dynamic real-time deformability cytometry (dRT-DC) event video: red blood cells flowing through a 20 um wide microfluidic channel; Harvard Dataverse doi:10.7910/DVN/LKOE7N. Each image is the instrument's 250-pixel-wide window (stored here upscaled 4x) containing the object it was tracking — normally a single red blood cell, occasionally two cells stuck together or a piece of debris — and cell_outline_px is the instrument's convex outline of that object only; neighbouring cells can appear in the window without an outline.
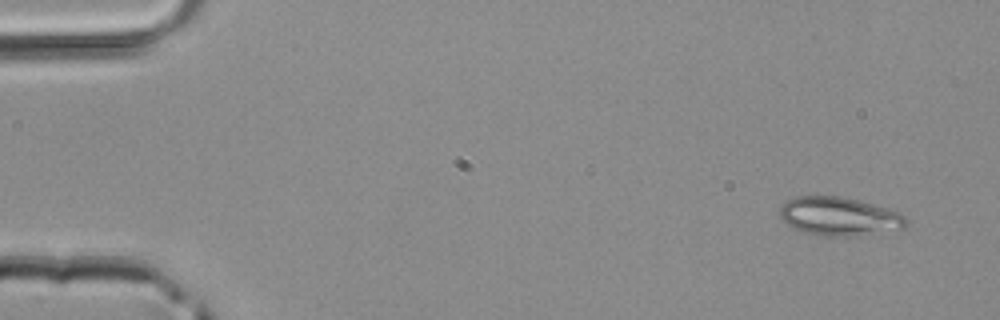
{"species": "common noctule bat (a hibernating species)", "species_latin": "Nyctalus noctula", "temperature_condition": "room temperature", "stored_images_in_passage": 11, "camera_frame_rate_fps": 3000, "um_per_image_px": 0.085, "animal": {"sex": "male", "body_mass_g": 20.4}, "frame": {"image": 1, "passage_image": 1, "time_ms": 0.0, "image_size_px": [1000, 320], "cell_outline_px": [[908, 220], [904, 228], [848, 236], [824, 236], [804, 232], [792, 228], [780, 216], [780, 208], [788, 200], [796, 196], [840, 196], [860, 200], [888, 208], [904, 216]], "centroid_in_image_um": [71.31, 18.38], "position_along_channel_um": 13.7, "area_um2": 28.03}}
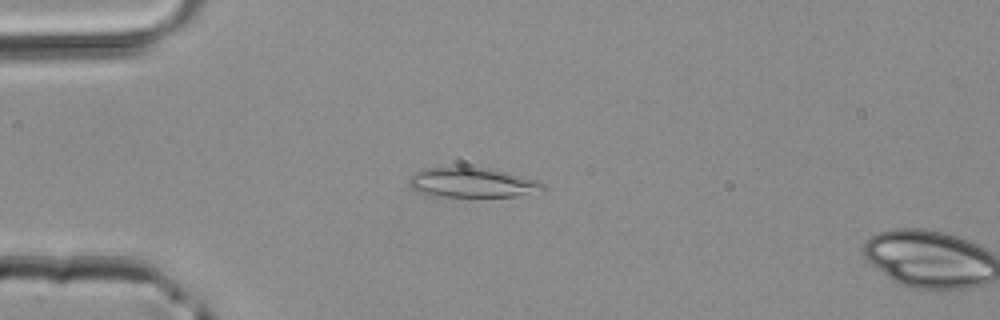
{"frame": {"image": 2, "passage_image": 10, "time_ms": 3.0, "image_size_px": [1000, 320], "cell_outline_px": [[544, 192], [516, 196], [436, 196], [412, 188], [408, 184], [408, 176], [424, 168], [492, 168], [508, 172], [536, 180], [544, 184]], "centroid_in_image_um": [40.19, 15.52], "position_along_channel_um": 44.8, "area_um2": 23.0}}